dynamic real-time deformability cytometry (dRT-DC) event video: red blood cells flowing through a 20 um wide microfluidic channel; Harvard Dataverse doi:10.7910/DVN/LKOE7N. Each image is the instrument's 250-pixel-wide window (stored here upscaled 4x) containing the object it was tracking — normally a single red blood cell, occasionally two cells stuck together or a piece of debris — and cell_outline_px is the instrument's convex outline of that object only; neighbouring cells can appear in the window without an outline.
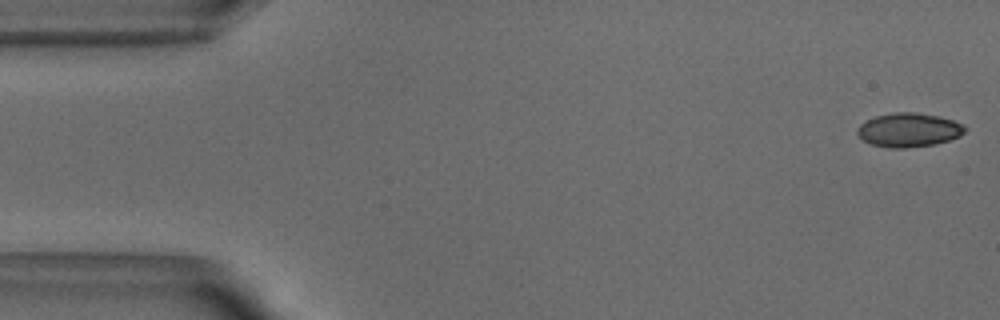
{"species": "common noctule bat (a hibernating species)", "species_latin": "Nyctalus noctula", "temperature_condition": "warm", "stored_images_in_passage": 51, "camera_frame_rate_fps": 3000, "um_per_image_px": 0.085, "animal": {"sex": "male", "body_mass_g": 18.8}, "frame": {"image": 1, "passage_image": 1, "time_ms": 0.0, "image_size_px": [1000, 320], "cell_outline_px": [[968, 128], [960, 136], [936, 144], [904, 148], [892, 148], [872, 144], [864, 140], [856, 132], [856, 128], [860, 124], [876, 116], [896, 112], [916, 112], [940, 116], [964, 124]], "centroid_in_image_um": [77.28, 11.04], "position_along_channel_um": 7.7, "area_um2": 21.27}}
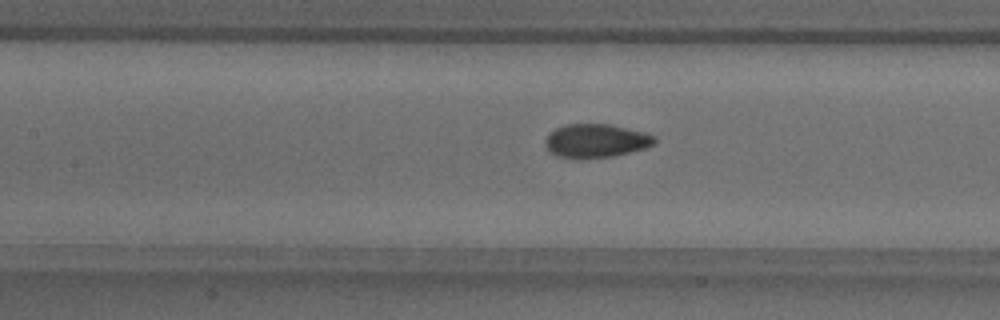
{"frame": {"image": 2, "passage_image": 22, "time_ms": 7.0, "image_size_px": [1000, 320], "cell_outline_px": [[656, 140], [652, 144], [644, 148], [612, 156], [580, 160], [572, 160], [556, 156], [544, 144], [544, 140], [548, 132], [564, 124], [608, 124], [644, 132], [656, 136]], "centroid_in_image_um": [50.58, 11.98], "position_along_channel_um": 156.8, "area_um2": 21.68}}
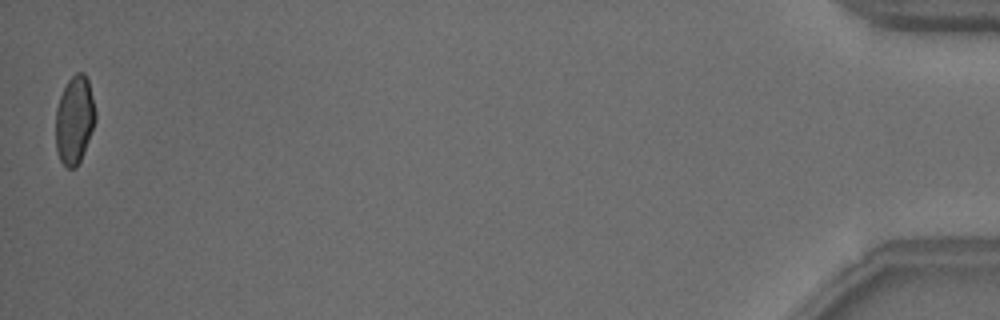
{"frame": {"image": 3, "passage_image": 51, "time_ms": 16.667, "image_size_px": [1000, 320], "cell_outline_px": [[96, 120], [80, 160], [72, 168], [68, 168], [60, 160], [56, 152], [56, 108], [60, 96], [68, 80], [76, 72], [84, 72], [88, 80], [96, 112]], "centroid_in_image_um": [6.33, 10.16], "position_along_channel_um": 428.9, "area_um2": 20.17}, "authors_computed_cell_mechanics": {"area_um2": 21.3282, "velocity_mm_per_s": 3.8435, "shape_relaxation_time_tau1_ms": 4.623, "shape_relaxation_time_tau2_ms": null, "deformation_change_tau1": 0.1214, "deformation_change_tau2": null}}